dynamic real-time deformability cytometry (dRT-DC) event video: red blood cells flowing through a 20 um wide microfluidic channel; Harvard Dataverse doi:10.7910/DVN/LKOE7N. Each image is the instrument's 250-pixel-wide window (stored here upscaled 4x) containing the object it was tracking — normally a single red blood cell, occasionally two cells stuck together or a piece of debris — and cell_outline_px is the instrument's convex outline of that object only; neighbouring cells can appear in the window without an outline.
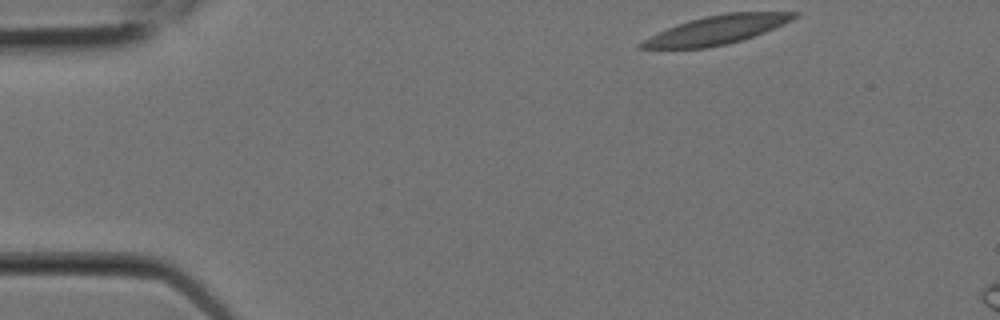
{"species": "Egyptian fruit bat (a non-hibernating species)", "species_latin": "Rousettus aegyptiacus", "temperature_condition": "room temperature", "stored_images_in_passage": 5, "camera_frame_rate_fps": 3000, "um_per_image_px": 0.085, "animal": {"sex": "female"}, "frame": {"image": 1, "passage_image": 1, "time_ms": 0.0, "image_size_px": [1000, 320], "cell_outline_px": [[800, 12], [792, 20], [784, 24], [764, 32], [728, 44], [708, 48], [640, 48], [636, 44], [676, 24], [704, 16], [728, 12]], "centroid_in_image_um": [60.94, 2.54], "position_along_channel_um": 24.1, "area_um2": 25.14}}